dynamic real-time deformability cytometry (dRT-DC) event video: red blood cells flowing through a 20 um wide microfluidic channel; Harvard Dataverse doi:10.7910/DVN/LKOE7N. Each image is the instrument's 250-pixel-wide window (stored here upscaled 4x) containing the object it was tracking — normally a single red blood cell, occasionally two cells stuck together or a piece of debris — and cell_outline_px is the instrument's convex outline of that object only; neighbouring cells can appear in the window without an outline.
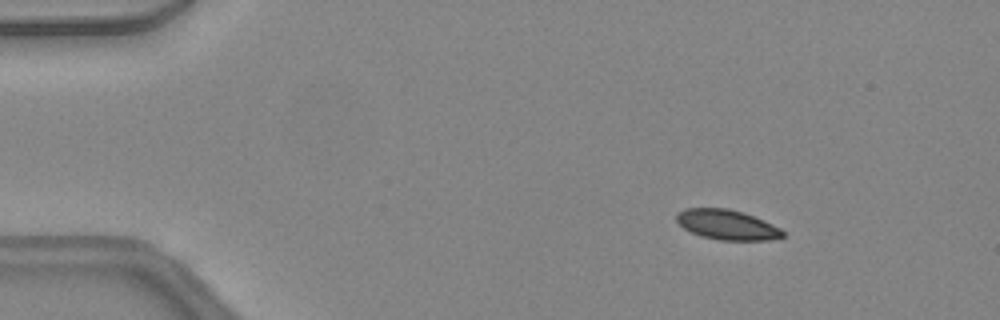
{"species": "common noctule bat (a hibernating species)", "species_latin": "Nyctalus noctula", "temperature_condition": "warm", "stored_images_in_passage": 46, "camera_frame_rate_fps": 3000, "um_per_image_px": 0.085, "animal": {"sex": "female", "body_mass_g": 24.6, "forearm_length_mm": 56.2}, "frame": {"image": 1, "passage_image": 6, "time_ms": 1.667, "image_size_px": [1000, 320], "cell_outline_px": [[784, 236], [768, 240], [720, 240], [704, 236], [692, 232], [684, 228], [676, 220], [676, 216], [680, 212], [688, 208], [728, 208], [744, 212], [772, 224], [780, 228], [784, 232]], "centroid_in_image_um": [61.82, 19.09], "position_along_channel_um": 23.2, "area_um2": 18.26}}
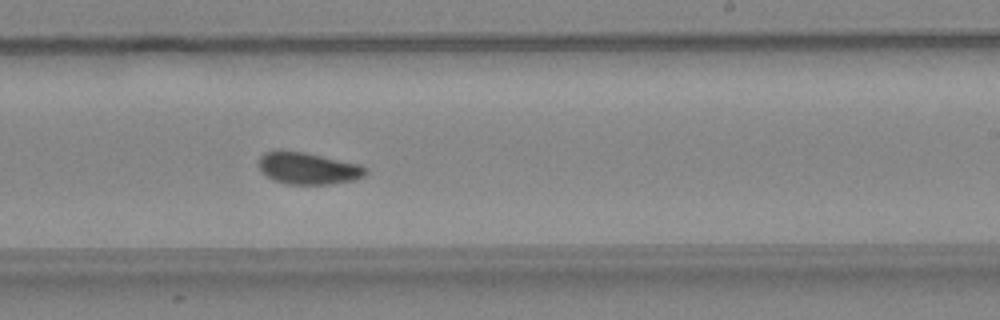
{"frame": {"image": 2, "passage_image": 28, "time_ms": 9.0, "image_size_px": [1000, 320], "cell_outline_px": [[368, 172], [364, 176], [356, 180], [328, 184], [284, 184], [272, 180], [260, 168], [260, 156], [264, 152], [276, 148], [284, 148], [304, 152], [360, 164], [368, 168]], "centroid_in_image_um": [26.18, 14.28], "position_along_channel_um": 262.8, "area_um2": 20.29}}
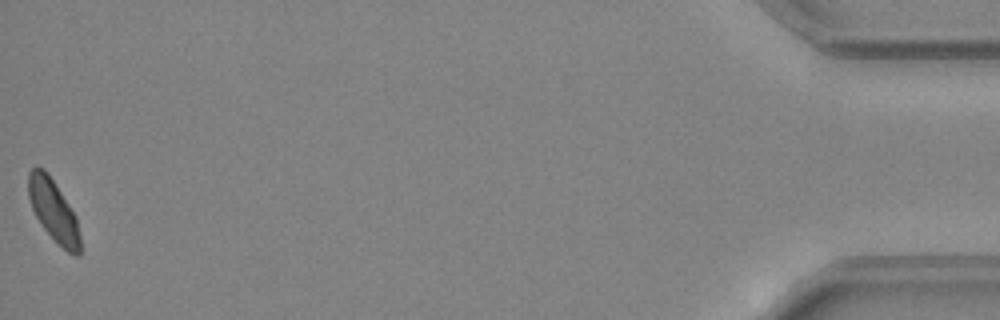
{"frame": {"image": 3, "passage_image": 46, "time_ms": 15.0, "image_size_px": [1000, 320], "cell_outline_px": [[80, 256], [76, 256], [68, 252], [44, 228], [36, 216], [32, 208], [28, 196], [28, 172], [36, 164], [44, 168], [48, 172], [76, 216], [80, 236]], "centroid_in_image_um": [4.53, 17.84], "position_along_channel_um": 430.7, "area_um2": 18.5}, "authors_computed_cell_mechanics": {"area_um2": 19.5075, "velocity_mm_per_s": 4.4343, "shape_relaxation_time_tau1_ms": 5.1283, "shape_relaxation_time_tau2_ms": 1.8153, "deformation_change_tau1": 0.0993, "deformation_change_tau2": 0.0412}}